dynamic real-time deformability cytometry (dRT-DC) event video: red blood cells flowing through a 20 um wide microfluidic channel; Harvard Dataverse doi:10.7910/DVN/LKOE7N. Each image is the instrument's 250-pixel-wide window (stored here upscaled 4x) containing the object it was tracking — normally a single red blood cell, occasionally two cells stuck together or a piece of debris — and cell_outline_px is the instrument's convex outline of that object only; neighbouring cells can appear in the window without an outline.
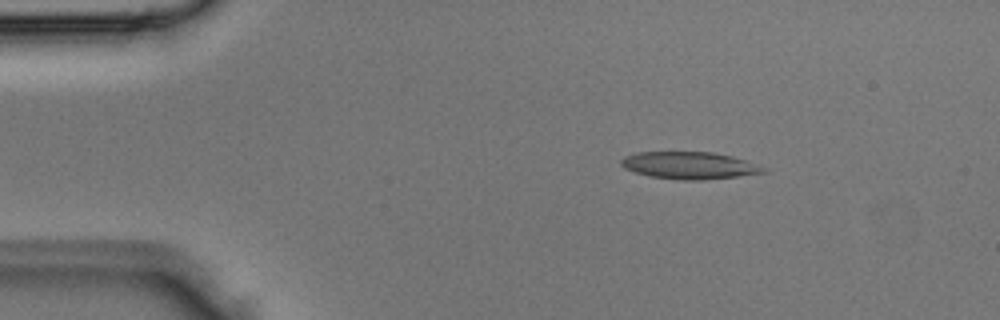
{"species": "Egyptian fruit bat (a non-hibernating species)", "species_latin": "Rousettus aegyptiacus", "temperature_condition": "room temperature", "stored_images_in_passage": 3, "camera_frame_rate_fps": 3000, "um_per_image_px": 0.085, "animal": {"sex": "male"}, "frame": {"image": 1, "passage_image": 1, "time_ms": 0.0, "image_size_px": [1000, 320], "cell_outline_px": [[768, 172], [704, 180], [680, 180], [648, 176], [624, 168], [620, 164], [620, 160], [624, 156], [636, 152], [712, 152], [732, 156], [768, 168]], "centroid_in_image_um": [58.58, 14.06], "position_along_channel_um": 26.4, "area_um2": 22.6}}
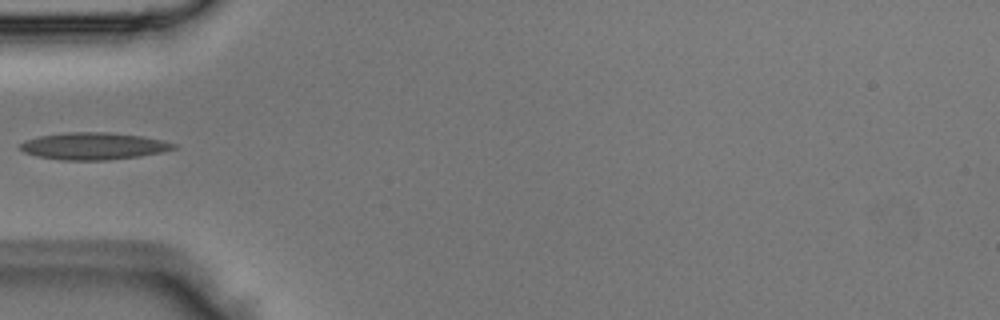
{"frame": {"image": 2, "passage_image": 3, "time_ms": 0.667, "image_size_px": [1000, 320], "cell_outline_px": [[176, 148], [160, 152], [140, 156], [104, 160], [60, 160], [36, 156], [24, 152], [20, 148], [20, 144], [24, 140], [40, 136], [64, 132], [112, 132], [144, 136], [164, 140], [176, 144]], "centroid_in_image_um": [7.95, 12.41], "position_along_channel_um": 77.1, "area_um2": 24.33}}